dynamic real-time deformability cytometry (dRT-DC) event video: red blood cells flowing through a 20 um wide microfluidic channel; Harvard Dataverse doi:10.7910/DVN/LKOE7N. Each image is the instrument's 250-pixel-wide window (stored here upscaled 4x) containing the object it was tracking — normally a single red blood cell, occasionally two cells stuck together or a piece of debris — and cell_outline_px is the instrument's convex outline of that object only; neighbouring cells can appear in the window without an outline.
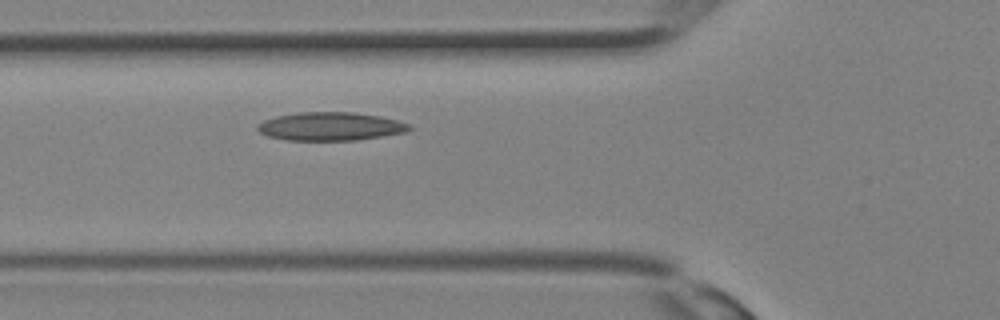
{"species": "Egyptian fruit bat (a non-hibernating species)", "species_latin": "Rousettus aegyptiacus", "temperature_condition": "room temperature", "stored_images_in_passage": 10, "camera_frame_rate_fps": 3000, "um_per_image_px": 0.085, "animal": {"sex": "female"}, "frame": {"image": 1, "passage_image": 2, "time_ms": 0.333, "image_size_px": [1000, 320], "cell_outline_px": [[412, 128], [408, 132], [356, 140], [284, 140], [268, 136], [260, 132], [256, 128], [264, 120], [276, 116], [296, 112], [356, 112], [380, 116], [412, 124]], "centroid_in_image_um": [28.12, 10.74], "position_along_channel_um": 97.7, "area_um2": 25.2}}
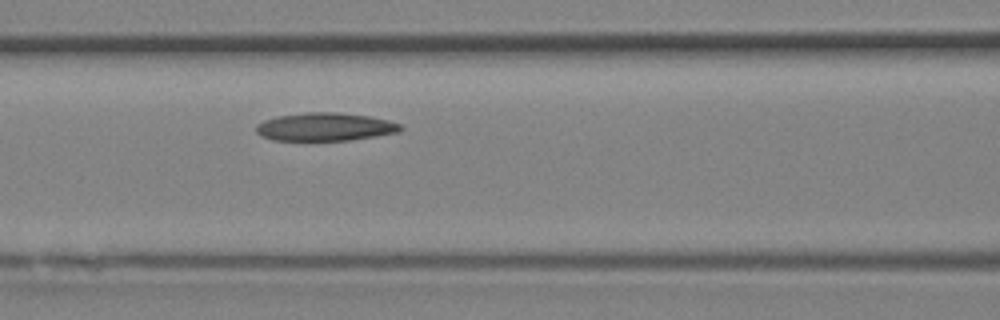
{"frame": {"image": 2, "passage_image": 4, "time_ms": 1.0, "image_size_px": [1000, 320], "cell_outline_px": [[404, 128], [400, 132], [376, 136], [348, 140], [272, 140], [260, 136], [256, 132], [256, 124], [264, 120], [276, 116], [304, 112], [336, 112], [368, 116], [388, 120], [400, 124]], "centroid_in_image_um": [27.61, 10.78], "position_along_channel_um": 139.0, "area_um2": 23.76}}
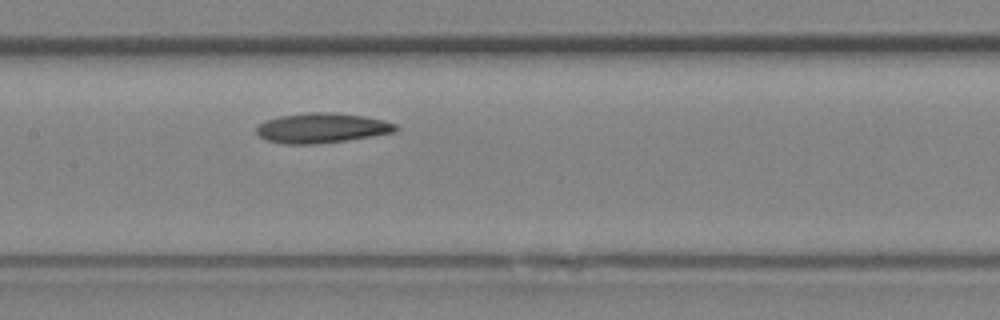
{"frame": {"image": 3, "passage_image": 6, "time_ms": 1.667, "image_size_px": [1000, 320], "cell_outline_px": [[400, 128], [396, 132], [372, 136], [316, 144], [284, 144], [268, 140], [260, 136], [256, 132], [256, 128], [260, 124], [268, 120], [280, 116], [312, 112], [332, 112], [364, 116], [384, 120], [396, 124]], "centroid_in_image_um": [27.4, 10.88], "position_along_channel_um": 180.0, "area_um2": 24.1}}